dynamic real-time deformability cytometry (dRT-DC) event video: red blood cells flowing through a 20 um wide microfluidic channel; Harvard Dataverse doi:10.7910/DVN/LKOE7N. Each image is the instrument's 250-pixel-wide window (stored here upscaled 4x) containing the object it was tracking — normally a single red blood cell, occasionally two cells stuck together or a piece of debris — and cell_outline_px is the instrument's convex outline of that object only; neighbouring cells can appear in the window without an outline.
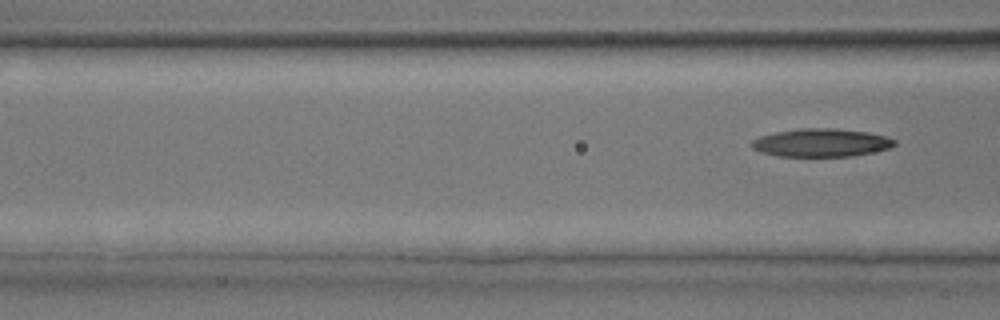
{"species": "common noctule bat (a hibernating species)", "species_latin": "Nyctalus noctula", "temperature_condition": "room temperature", "stored_images_in_passage": 5, "camera_frame_rate_fps": 3000, "um_per_image_px": 0.085, "animal": {"sex": "male", "body_mass_g": 17.9, "forearm_length_mm": 54.2}, "frame": {"image": 1, "passage_image": 5, "time_ms": 5.0, "image_size_px": [1000, 320], "cell_outline_px": [[896, 144], [888, 148], [872, 152], [852, 156], [776, 156], [760, 152], [752, 148], [752, 140], [760, 136], [776, 132], [804, 128], [832, 128], [868, 132], [884, 136], [896, 140]], "centroid_in_image_um": [69.78, 12.13], "position_along_channel_um": 96.8, "area_um2": 23.24}}